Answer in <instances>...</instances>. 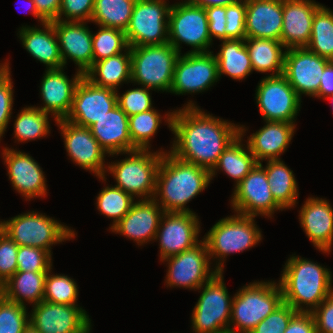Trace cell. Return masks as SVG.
Segmentation results:
<instances>
[{"instance_id":"cell-1","label":"cell","mask_w":333,"mask_h":333,"mask_svg":"<svg viewBox=\"0 0 333 333\" xmlns=\"http://www.w3.org/2000/svg\"><path fill=\"white\" fill-rule=\"evenodd\" d=\"M170 153L211 171L225 148L240 134V124L207 113L189 100L174 109Z\"/></svg>"},{"instance_id":"cell-2","label":"cell","mask_w":333,"mask_h":333,"mask_svg":"<svg viewBox=\"0 0 333 333\" xmlns=\"http://www.w3.org/2000/svg\"><path fill=\"white\" fill-rule=\"evenodd\" d=\"M210 171L163 152L153 199L164 212L193 213L186 207L210 185Z\"/></svg>"},{"instance_id":"cell-3","label":"cell","mask_w":333,"mask_h":333,"mask_svg":"<svg viewBox=\"0 0 333 333\" xmlns=\"http://www.w3.org/2000/svg\"><path fill=\"white\" fill-rule=\"evenodd\" d=\"M280 280L283 302L297 312L312 313L333 293L332 272L309 258L290 255Z\"/></svg>"},{"instance_id":"cell-4","label":"cell","mask_w":333,"mask_h":333,"mask_svg":"<svg viewBox=\"0 0 333 333\" xmlns=\"http://www.w3.org/2000/svg\"><path fill=\"white\" fill-rule=\"evenodd\" d=\"M255 218L234 212L218 220L204 235L210 261H215L214 269L218 272L224 273L225 260L231 253H242L261 242L262 231Z\"/></svg>"},{"instance_id":"cell-5","label":"cell","mask_w":333,"mask_h":333,"mask_svg":"<svg viewBox=\"0 0 333 333\" xmlns=\"http://www.w3.org/2000/svg\"><path fill=\"white\" fill-rule=\"evenodd\" d=\"M283 303L279 282L254 281L233 295L229 333H250Z\"/></svg>"},{"instance_id":"cell-6","label":"cell","mask_w":333,"mask_h":333,"mask_svg":"<svg viewBox=\"0 0 333 333\" xmlns=\"http://www.w3.org/2000/svg\"><path fill=\"white\" fill-rule=\"evenodd\" d=\"M163 152L169 150H134L122 160L107 164L106 173L112 174L114 186L122 189L137 200L153 199L156 188L157 172Z\"/></svg>"},{"instance_id":"cell-7","label":"cell","mask_w":333,"mask_h":333,"mask_svg":"<svg viewBox=\"0 0 333 333\" xmlns=\"http://www.w3.org/2000/svg\"><path fill=\"white\" fill-rule=\"evenodd\" d=\"M1 230L18 246H32L44 249L51 255L52 246L70 241L77 233L45 213L30 211L1 221Z\"/></svg>"},{"instance_id":"cell-8","label":"cell","mask_w":333,"mask_h":333,"mask_svg":"<svg viewBox=\"0 0 333 333\" xmlns=\"http://www.w3.org/2000/svg\"><path fill=\"white\" fill-rule=\"evenodd\" d=\"M131 83L152 91L170 92L174 67L180 53L168 42L130 47Z\"/></svg>"},{"instance_id":"cell-9","label":"cell","mask_w":333,"mask_h":333,"mask_svg":"<svg viewBox=\"0 0 333 333\" xmlns=\"http://www.w3.org/2000/svg\"><path fill=\"white\" fill-rule=\"evenodd\" d=\"M198 290L201 294L191 314L192 333H229L233 296L228 293L223 272H217Z\"/></svg>"},{"instance_id":"cell-10","label":"cell","mask_w":333,"mask_h":333,"mask_svg":"<svg viewBox=\"0 0 333 333\" xmlns=\"http://www.w3.org/2000/svg\"><path fill=\"white\" fill-rule=\"evenodd\" d=\"M168 42L180 54L182 43L192 47L187 52H210L213 41L205 8L193 5L189 0L172 4L168 16Z\"/></svg>"},{"instance_id":"cell-11","label":"cell","mask_w":333,"mask_h":333,"mask_svg":"<svg viewBox=\"0 0 333 333\" xmlns=\"http://www.w3.org/2000/svg\"><path fill=\"white\" fill-rule=\"evenodd\" d=\"M171 5L166 0H136L125 30L129 47L168 43Z\"/></svg>"},{"instance_id":"cell-12","label":"cell","mask_w":333,"mask_h":333,"mask_svg":"<svg viewBox=\"0 0 333 333\" xmlns=\"http://www.w3.org/2000/svg\"><path fill=\"white\" fill-rule=\"evenodd\" d=\"M167 262L165 284L170 288H185L197 291L203 284L209 281L218 271L211 267L206 242L202 239L191 249L185 250L163 259Z\"/></svg>"},{"instance_id":"cell-13","label":"cell","mask_w":333,"mask_h":333,"mask_svg":"<svg viewBox=\"0 0 333 333\" xmlns=\"http://www.w3.org/2000/svg\"><path fill=\"white\" fill-rule=\"evenodd\" d=\"M255 92L264 121L296 122L302 100L283 74L262 77Z\"/></svg>"},{"instance_id":"cell-14","label":"cell","mask_w":333,"mask_h":333,"mask_svg":"<svg viewBox=\"0 0 333 333\" xmlns=\"http://www.w3.org/2000/svg\"><path fill=\"white\" fill-rule=\"evenodd\" d=\"M214 51L186 52L176 60L170 92L175 95L202 93L219 81Z\"/></svg>"},{"instance_id":"cell-15","label":"cell","mask_w":333,"mask_h":333,"mask_svg":"<svg viewBox=\"0 0 333 333\" xmlns=\"http://www.w3.org/2000/svg\"><path fill=\"white\" fill-rule=\"evenodd\" d=\"M230 203L233 212L251 217L272 219L275 212L283 211L275 202L265 169L259 163L233 189Z\"/></svg>"},{"instance_id":"cell-16","label":"cell","mask_w":333,"mask_h":333,"mask_svg":"<svg viewBox=\"0 0 333 333\" xmlns=\"http://www.w3.org/2000/svg\"><path fill=\"white\" fill-rule=\"evenodd\" d=\"M56 125L60 129L67 156L75 165L93 173L104 184L108 162V155L99 145L88 127L76 125L65 119L57 120ZM106 163V164H105Z\"/></svg>"},{"instance_id":"cell-17","label":"cell","mask_w":333,"mask_h":333,"mask_svg":"<svg viewBox=\"0 0 333 333\" xmlns=\"http://www.w3.org/2000/svg\"><path fill=\"white\" fill-rule=\"evenodd\" d=\"M29 323L39 333H88L91 318L80 305L41 301L32 306Z\"/></svg>"},{"instance_id":"cell-18","label":"cell","mask_w":333,"mask_h":333,"mask_svg":"<svg viewBox=\"0 0 333 333\" xmlns=\"http://www.w3.org/2000/svg\"><path fill=\"white\" fill-rule=\"evenodd\" d=\"M199 220L195 212H165L162 215L154 239L159 243L160 261L191 249L201 241L198 238L201 231Z\"/></svg>"},{"instance_id":"cell-19","label":"cell","mask_w":333,"mask_h":333,"mask_svg":"<svg viewBox=\"0 0 333 333\" xmlns=\"http://www.w3.org/2000/svg\"><path fill=\"white\" fill-rule=\"evenodd\" d=\"M329 62L306 47L289 48L285 51L283 75L301 99L303 94L318 98L320 77Z\"/></svg>"},{"instance_id":"cell-20","label":"cell","mask_w":333,"mask_h":333,"mask_svg":"<svg viewBox=\"0 0 333 333\" xmlns=\"http://www.w3.org/2000/svg\"><path fill=\"white\" fill-rule=\"evenodd\" d=\"M16 149L7 146L1 149L13 189L26 201L47 197V181L40 164L29 154Z\"/></svg>"},{"instance_id":"cell-21","label":"cell","mask_w":333,"mask_h":333,"mask_svg":"<svg viewBox=\"0 0 333 333\" xmlns=\"http://www.w3.org/2000/svg\"><path fill=\"white\" fill-rule=\"evenodd\" d=\"M117 105V91L94 85L85 76L76 87L72 106L65 120L90 127Z\"/></svg>"},{"instance_id":"cell-22","label":"cell","mask_w":333,"mask_h":333,"mask_svg":"<svg viewBox=\"0 0 333 333\" xmlns=\"http://www.w3.org/2000/svg\"><path fill=\"white\" fill-rule=\"evenodd\" d=\"M65 67L45 69L40 83V95L43 106H35L50 114L55 122L65 119L70 112L75 90L84 74L76 70L72 79L64 72Z\"/></svg>"},{"instance_id":"cell-23","label":"cell","mask_w":333,"mask_h":333,"mask_svg":"<svg viewBox=\"0 0 333 333\" xmlns=\"http://www.w3.org/2000/svg\"><path fill=\"white\" fill-rule=\"evenodd\" d=\"M64 67L68 59L85 74L93 65L92 31L85 21H52Z\"/></svg>"},{"instance_id":"cell-24","label":"cell","mask_w":333,"mask_h":333,"mask_svg":"<svg viewBox=\"0 0 333 333\" xmlns=\"http://www.w3.org/2000/svg\"><path fill=\"white\" fill-rule=\"evenodd\" d=\"M164 210L154 199L136 200L129 212L111 229L143 246L154 241Z\"/></svg>"},{"instance_id":"cell-25","label":"cell","mask_w":333,"mask_h":333,"mask_svg":"<svg viewBox=\"0 0 333 333\" xmlns=\"http://www.w3.org/2000/svg\"><path fill=\"white\" fill-rule=\"evenodd\" d=\"M326 198L308 197L299 210V223L313 246L330 254L333 247V208Z\"/></svg>"},{"instance_id":"cell-26","label":"cell","mask_w":333,"mask_h":333,"mask_svg":"<svg viewBox=\"0 0 333 333\" xmlns=\"http://www.w3.org/2000/svg\"><path fill=\"white\" fill-rule=\"evenodd\" d=\"M321 5L315 0H283V27L280 41L286 49L308 45L313 18Z\"/></svg>"},{"instance_id":"cell-27","label":"cell","mask_w":333,"mask_h":333,"mask_svg":"<svg viewBox=\"0 0 333 333\" xmlns=\"http://www.w3.org/2000/svg\"><path fill=\"white\" fill-rule=\"evenodd\" d=\"M265 125L247 136L245 141L257 163L280 160L294 136L296 124L282 121H264Z\"/></svg>"},{"instance_id":"cell-28","label":"cell","mask_w":333,"mask_h":333,"mask_svg":"<svg viewBox=\"0 0 333 333\" xmlns=\"http://www.w3.org/2000/svg\"><path fill=\"white\" fill-rule=\"evenodd\" d=\"M128 116L118 104L89 127L108 157L133 151Z\"/></svg>"},{"instance_id":"cell-29","label":"cell","mask_w":333,"mask_h":333,"mask_svg":"<svg viewBox=\"0 0 333 333\" xmlns=\"http://www.w3.org/2000/svg\"><path fill=\"white\" fill-rule=\"evenodd\" d=\"M283 27V0L246 1V38L280 41Z\"/></svg>"},{"instance_id":"cell-30","label":"cell","mask_w":333,"mask_h":333,"mask_svg":"<svg viewBox=\"0 0 333 333\" xmlns=\"http://www.w3.org/2000/svg\"><path fill=\"white\" fill-rule=\"evenodd\" d=\"M17 35L24 49L36 61L43 63L46 69L64 67L54 25L51 22L40 24V27L22 25Z\"/></svg>"},{"instance_id":"cell-31","label":"cell","mask_w":333,"mask_h":333,"mask_svg":"<svg viewBox=\"0 0 333 333\" xmlns=\"http://www.w3.org/2000/svg\"><path fill=\"white\" fill-rule=\"evenodd\" d=\"M247 131L248 129L245 125H240V134L225 148L217 164L210 171L211 180L221 170L231 179L235 180V188L257 164L247 143H243L245 141L243 138Z\"/></svg>"},{"instance_id":"cell-32","label":"cell","mask_w":333,"mask_h":333,"mask_svg":"<svg viewBox=\"0 0 333 333\" xmlns=\"http://www.w3.org/2000/svg\"><path fill=\"white\" fill-rule=\"evenodd\" d=\"M84 76L94 85L119 92L120 85L131 82L130 47L118 55L94 62Z\"/></svg>"},{"instance_id":"cell-33","label":"cell","mask_w":333,"mask_h":333,"mask_svg":"<svg viewBox=\"0 0 333 333\" xmlns=\"http://www.w3.org/2000/svg\"><path fill=\"white\" fill-rule=\"evenodd\" d=\"M47 272L17 271L1 287L7 299L20 305H37L43 301Z\"/></svg>"},{"instance_id":"cell-34","label":"cell","mask_w":333,"mask_h":333,"mask_svg":"<svg viewBox=\"0 0 333 333\" xmlns=\"http://www.w3.org/2000/svg\"><path fill=\"white\" fill-rule=\"evenodd\" d=\"M269 182L271 194L275 202L283 209L297 206L299 197L298 183L293 170L280 160H268L263 166Z\"/></svg>"},{"instance_id":"cell-35","label":"cell","mask_w":333,"mask_h":333,"mask_svg":"<svg viewBox=\"0 0 333 333\" xmlns=\"http://www.w3.org/2000/svg\"><path fill=\"white\" fill-rule=\"evenodd\" d=\"M252 69L256 72L269 73L268 76L283 74L286 48L274 39L246 38Z\"/></svg>"},{"instance_id":"cell-36","label":"cell","mask_w":333,"mask_h":333,"mask_svg":"<svg viewBox=\"0 0 333 333\" xmlns=\"http://www.w3.org/2000/svg\"><path fill=\"white\" fill-rule=\"evenodd\" d=\"M220 50L215 53L219 80L227 75L233 80L242 81L253 73L252 64L245 40H221Z\"/></svg>"},{"instance_id":"cell-37","label":"cell","mask_w":333,"mask_h":333,"mask_svg":"<svg viewBox=\"0 0 333 333\" xmlns=\"http://www.w3.org/2000/svg\"><path fill=\"white\" fill-rule=\"evenodd\" d=\"M174 110H170L161 116L155 108L129 116V135L133 143V151L151 150V139H153L161 125L162 118L169 130H172V117Z\"/></svg>"},{"instance_id":"cell-38","label":"cell","mask_w":333,"mask_h":333,"mask_svg":"<svg viewBox=\"0 0 333 333\" xmlns=\"http://www.w3.org/2000/svg\"><path fill=\"white\" fill-rule=\"evenodd\" d=\"M50 114L42 112L35 106H26L18 112L14 120L15 142L35 141L50 134Z\"/></svg>"},{"instance_id":"cell-39","label":"cell","mask_w":333,"mask_h":333,"mask_svg":"<svg viewBox=\"0 0 333 333\" xmlns=\"http://www.w3.org/2000/svg\"><path fill=\"white\" fill-rule=\"evenodd\" d=\"M135 2L136 0H95L90 22L125 32Z\"/></svg>"},{"instance_id":"cell-40","label":"cell","mask_w":333,"mask_h":333,"mask_svg":"<svg viewBox=\"0 0 333 333\" xmlns=\"http://www.w3.org/2000/svg\"><path fill=\"white\" fill-rule=\"evenodd\" d=\"M306 48L320 57L333 60V11L323 4L315 12Z\"/></svg>"},{"instance_id":"cell-41","label":"cell","mask_w":333,"mask_h":333,"mask_svg":"<svg viewBox=\"0 0 333 333\" xmlns=\"http://www.w3.org/2000/svg\"><path fill=\"white\" fill-rule=\"evenodd\" d=\"M107 185L96 196L95 205L100 214L113 220L111 229L129 212L136 199L112 184Z\"/></svg>"},{"instance_id":"cell-42","label":"cell","mask_w":333,"mask_h":333,"mask_svg":"<svg viewBox=\"0 0 333 333\" xmlns=\"http://www.w3.org/2000/svg\"><path fill=\"white\" fill-rule=\"evenodd\" d=\"M98 27L97 33L92 31L93 63L118 55L129 48L124 31Z\"/></svg>"},{"instance_id":"cell-43","label":"cell","mask_w":333,"mask_h":333,"mask_svg":"<svg viewBox=\"0 0 333 333\" xmlns=\"http://www.w3.org/2000/svg\"><path fill=\"white\" fill-rule=\"evenodd\" d=\"M47 272L43 300L49 303L78 305L79 287L73 278L65 274Z\"/></svg>"},{"instance_id":"cell-44","label":"cell","mask_w":333,"mask_h":333,"mask_svg":"<svg viewBox=\"0 0 333 333\" xmlns=\"http://www.w3.org/2000/svg\"><path fill=\"white\" fill-rule=\"evenodd\" d=\"M28 324L27 307L7 299L0 293V333H23Z\"/></svg>"},{"instance_id":"cell-45","label":"cell","mask_w":333,"mask_h":333,"mask_svg":"<svg viewBox=\"0 0 333 333\" xmlns=\"http://www.w3.org/2000/svg\"><path fill=\"white\" fill-rule=\"evenodd\" d=\"M4 61V65L0 68V140L8 128L15 100L10 63L8 59Z\"/></svg>"},{"instance_id":"cell-46","label":"cell","mask_w":333,"mask_h":333,"mask_svg":"<svg viewBox=\"0 0 333 333\" xmlns=\"http://www.w3.org/2000/svg\"><path fill=\"white\" fill-rule=\"evenodd\" d=\"M17 271L48 272L53 266L52 255L41 248L18 246Z\"/></svg>"},{"instance_id":"cell-47","label":"cell","mask_w":333,"mask_h":333,"mask_svg":"<svg viewBox=\"0 0 333 333\" xmlns=\"http://www.w3.org/2000/svg\"><path fill=\"white\" fill-rule=\"evenodd\" d=\"M151 92V89L143 86L130 88L122 94L117 92V104L128 117L148 111L154 108Z\"/></svg>"},{"instance_id":"cell-48","label":"cell","mask_w":333,"mask_h":333,"mask_svg":"<svg viewBox=\"0 0 333 333\" xmlns=\"http://www.w3.org/2000/svg\"><path fill=\"white\" fill-rule=\"evenodd\" d=\"M297 313L289 304L283 302L250 333H283Z\"/></svg>"},{"instance_id":"cell-49","label":"cell","mask_w":333,"mask_h":333,"mask_svg":"<svg viewBox=\"0 0 333 333\" xmlns=\"http://www.w3.org/2000/svg\"><path fill=\"white\" fill-rule=\"evenodd\" d=\"M18 245L0 229V287L17 272Z\"/></svg>"},{"instance_id":"cell-50","label":"cell","mask_w":333,"mask_h":333,"mask_svg":"<svg viewBox=\"0 0 333 333\" xmlns=\"http://www.w3.org/2000/svg\"><path fill=\"white\" fill-rule=\"evenodd\" d=\"M226 40H245L246 2L237 1L226 6Z\"/></svg>"},{"instance_id":"cell-51","label":"cell","mask_w":333,"mask_h":333,"mask_svg":"<svg viewBox=\"0 0 333 333\" xmlns=\"http://www.w3.org/2000/svg\"><path fill=\"white\" fill-rule=\"evenodd\" d=\"M94 1L95 0H61L57 21L90 22L94 9Z\"/></svg>"},{"instance_id":"cell-52","label":"cell","mask_w":333,"mask_h":333,"mask_svg":"<svg viewBox=\"0 0 333 333\" xmlns=\"http://www.w3.org/2000/svg\"><path fill=\"white\" fill-rule=\"evenodd\" d=\"M205 12L208 19V31L213 38L218 40H226V6L206 7Z\"/></svg>"},{"instance_id":"cell-53","label":"cell","mask_w":333,"mask_h":333,"mask_svg":"<svg viewBox=\"0 0 333 333\" xmlns=\"http://www.w3.org/2000/svg\"><path fill=\"white\" fill-rule=\"evenodd\" d=\"M317 333H333V293L312 312Z\"/></svg>"},{"instance_id":"cell-54","label":"cell","mask_w":333,"mask_h":333,"mask_svg":"<svg viewBox=\"0 0 333 333\" xmlns=\"http://www.w3.org/2000/svg\"><path fill=\"white\" fill-rule=\"evenodd\" d=\"M283 333H317L313 314L298 312Z\"/></svg>"},{"instance_id":"cell-55","label":"cell","mask_w":333,"mask_h":333,"mask_svg":"<svg viewBox=\"0 0 333 333\" xmlns=\"http://www.w3.org/2000/svg\"><path fill=\"white\" fill-rule=\"evenodd\" d=\"M38 14L46 21L52 22L57 20L61 0H33Z\"/></svg>"},{"instance_id":"cell-56","label":"cell","mask_w":333,"mask_h":333,"mask_svg":"<svg viewBox=\"0 0 333 333\" xmlns=\"http://www.w3.org/2000/svg\"><path fill=\"white\" fill-rule=\"evenodd\" d=\"M320 87L318 90V99H327L333 96V62L330 61L322 74Z\"/></svg>"},{"instance_id":"cell-57","label":"cell","mask_w":333,"mask_h":333,"mask_svg":"<svg viewBox=\"0 0 333 333\" xmlns=\"http://www.w3.org/2000/svg\"><path fill=\"white\" fill-rule=\"evenodd\" d=\"M193 5L203 8L211 6H227L237 2V0H189Z\"/></svg>"},{"instance_id":"cell-58","label":"cell","mask_w":333,"mask_h":333,"mask_svg":"<svg viewBox=\"0 0 333 333\" xmlns=\"http://www.w3.org/2000/svg\"><path fill=\"white\" fill-rule=\"evenodd\" d=\"M28 5L30 6V13L40 22V24L45 23L46 21L38 14L35 3L33 0H27Z\"/></svg>"},{"instance_id":"cell-59","label":"cell","mask_w":333,"mask_h":333,"mask_svg":"<svg viewBox=\"0 0 333 333\" xmlns=\"http://www.w3.org/2000/svg\"><path fill=\"white\" fill-rule=\"evenodd\" d=\"M23 333H39L30 323L24 328Z\"/></svg>"},{"instance_id":"cell-60","label":"cell","mask_w":333,"mask_h":333,"mask_svg":"<svg viewBox=\"0 0 333 333\" xmlns=\"http://www.w3.org/2000/svg\"><path fill=\"white\" fill-rule=\"evenodd\" d=\"M327 100H330V102H332V105H333V96H330L327 98ZM333 109V108H332ZM333 112V111H332Z\"/></svg>"}]
</instances>
